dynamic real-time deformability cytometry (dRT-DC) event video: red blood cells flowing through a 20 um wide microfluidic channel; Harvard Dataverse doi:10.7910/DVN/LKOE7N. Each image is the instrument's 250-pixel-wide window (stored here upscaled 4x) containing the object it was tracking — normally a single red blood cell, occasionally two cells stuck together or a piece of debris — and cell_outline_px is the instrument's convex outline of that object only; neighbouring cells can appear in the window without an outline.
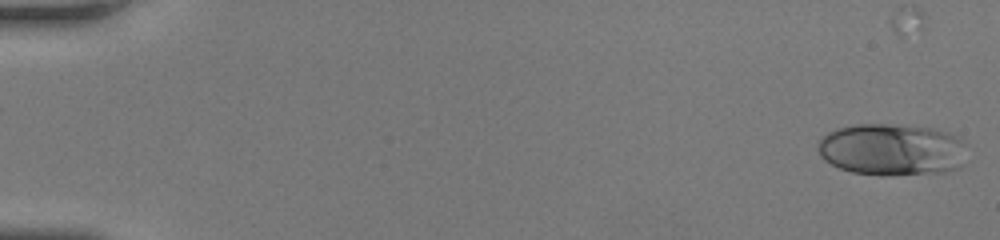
{"species": "human", "species_latin": "Homo sapiens", "temperature_condition": "room temperature", "stored_images_in_passage": 33, "camera_frame_rate_fps": 3000, "um_per_image_px": 0.085, "donor": {"sex": "female"}, "frame": {"image": 1, "passage_image": 1, "time_ms": 0.0, "image_size_px": [1000, 240], "cell_outline_px": [[964, 144], [960, 164], [956, 168], [944, 172], [888, 176], [880, 176], [852, 172], [840, 168], [824, 160], [820, 156], [816, 148], [820, 136], [836, 128], [852, 124], [888, 124], [932, 128], [948, 132], [960, 136]], "centroid_in_image_um": [75.73, 12.71], "position_along_channel_um": 9.3, "area_um2": 45.49}}
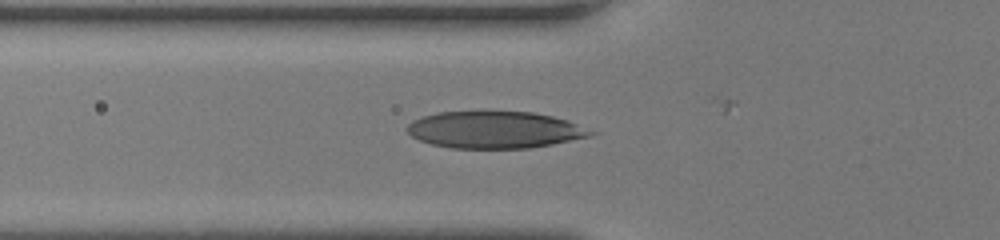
{"frame": {"image": 2, "passage_image": 19, "time_ms": 6.0, "image_size_px": [1000, 240], "cell_outline_px": [[600, 132], [592, 136], [532, 148], [452, 148], [432, 144], [420, 140], [412, 136], [404, 128], [412, 120], [436, 112], [532, 112], [552, 116], [568, 120]], "centroid_in_image_um": [42.1, 11.04], "position_along_channel_um": 83.7, "area_um2": 39.65}}
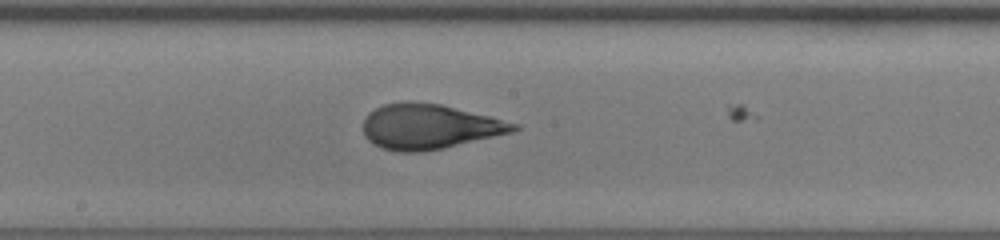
{"frame": {"image": 3, "passage_image": 28, "time_ms": 9.0, "image_size_px": [1000, 240], "cell_outline_px": [[520, 128], [512, 132], [444, 148], [420, 152], [400, 152], [380, 148], [368, 140], [364, 136], [364, 116], [368, 112], [384, 104], [408, 100], [440, 104], [520, 124]], "centroid_in_image_um": [36.44, 10.76], "position_along_channel_um": 211.8, "area_um2": 39.48}}